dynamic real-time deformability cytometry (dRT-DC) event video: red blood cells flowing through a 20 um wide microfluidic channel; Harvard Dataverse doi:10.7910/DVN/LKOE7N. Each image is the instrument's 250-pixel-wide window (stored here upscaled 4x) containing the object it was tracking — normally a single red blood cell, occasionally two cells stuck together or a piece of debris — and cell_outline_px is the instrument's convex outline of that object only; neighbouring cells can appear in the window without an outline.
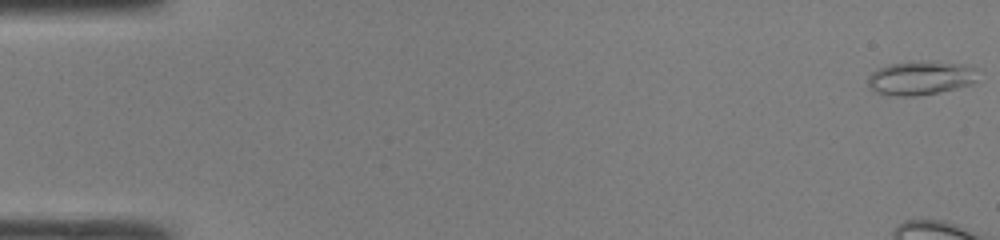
{"species": "common noctule bat (a hibernating species)", "species_latin": "Nyctalus noctula", "temperature_condition": "room temperature", "stored_images_in_passage": 50, "camera_frame_rate_fps": 3000, "um_per_image_px": 0.085, "animal": {"sex": "male", "body_mass_g": 19.0, "forearm_length_mm": 50.8}, "frame": {"image": 1, "passage_image": 1, "time_ms": 0.0, "image_size_px": [1000, 240], "cell_outline_px": [[976, 80], [972, 84], [940, 92], [916, 96], [888, 96], [876, 92], [868, 84], [868, 76], [872, 72], [880, 68], [892, 64], [964, 64], [972, 68]], "centroid_in_image_um": [78.19, 6.7], "position_along_channel_um": 6.8, "area_um2": 20.52}}
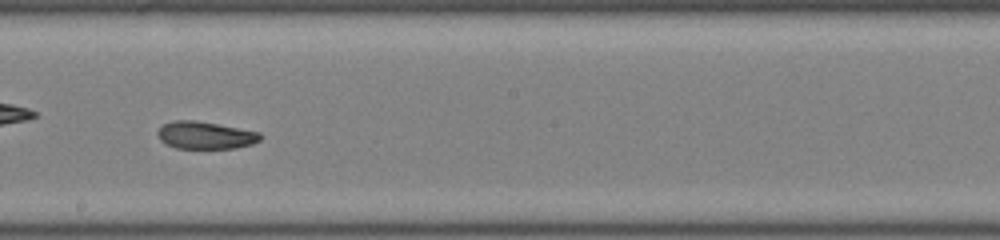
{"frame": {"image": 2, "passage_image": 29, "time_ms": 9.333, "image_size_px": [1000, 240], "cell_outline_px": [[264, 136], [260, 140], [252, 144], [236, 148], [176, 148], [164, 144], [160, 140], [156, 132], [164, 124], [176, 120], [196, 120], [260, 132]], "centroid_in_image_um": [17.46, 11.5], "position_along_channel_um": 230.7, "area_um2": 16.47}}